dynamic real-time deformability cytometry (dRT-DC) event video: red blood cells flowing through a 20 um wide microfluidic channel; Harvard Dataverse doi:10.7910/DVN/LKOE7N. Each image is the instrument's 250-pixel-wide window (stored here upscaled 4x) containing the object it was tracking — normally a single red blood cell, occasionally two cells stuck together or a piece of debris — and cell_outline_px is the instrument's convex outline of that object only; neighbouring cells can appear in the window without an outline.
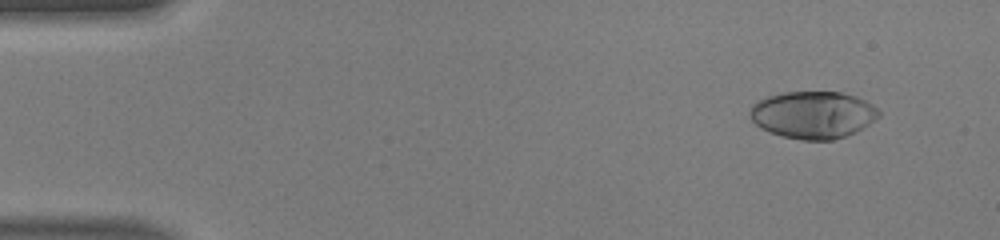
{"species": "human", "species_latin": "Homo sapiens", "temperature_condition": "warm", "stored_images_in_passage": 50, "camera_frame_rate_fps": 3000, "um_per_image_px": 0.085, "donor": {"sex": "male"}, "frame": {"image": 1, "passage_image": 5, "time_ms": 1.333, "image_size_px": [1000, 240], "cell_outline_px": [[880, 116], [856, 132], [832, 140], [800, 140], [768, 132], [760, 128], [748, 116], [748, 112], [752, 104], [756, 100], [768, 96], [784, 92], [840, 92], [856, 96], [872, 104], [880, 112]], "centroid_in_image_um": [69.07, 9.76], "position_along_channel_um": 15.9, "area_um2": 35.66}}
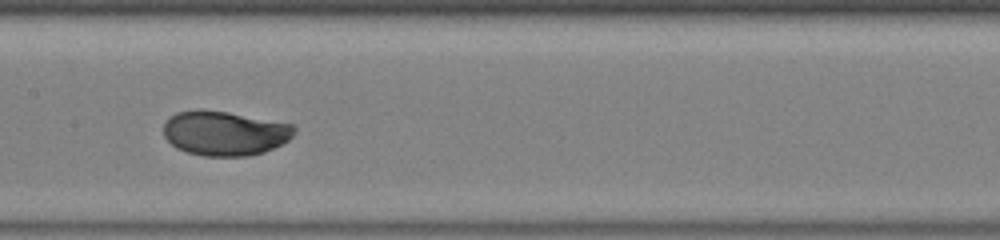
{"frame": {"image": 2, "passage_image": 26, "time_ms": 8.333, "image_size_px": [1000, 240], "cell_outline_px": [[296, 132], [288, 140], [264, 152], [248, 156], [204, 156], [188, 152], [176, 148], [164, 136], [164, 124], [176, 112], [200, 108], [228, 112], [292, 124], [296, 128]], "centroid_in_image_um": [19.09, 11.31], "position_along_channel_um": 188.3, "area_um2": 33.93}}
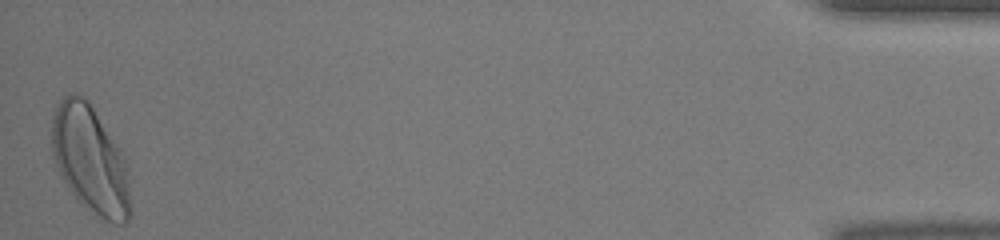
{"frame": {"image": 3, "passage_image": 50, "time_ms": 16.333, "image_size_px": [1000, 240], "cell_outline_px": [[132, 216], [124, 224], [112, 224], [104, 220], [76, 200], [68, 188], [56, 164], [52, 152], [52, 120], [56, 108], [60, 100], [68, 92], [80, 92], [88, 100], [124, 156], [128, 168], [132, 212]], "centroid_in_image_um": [7.7, 13.6], "position_along_channel_um": 427.5, "area_um2": 49.65}, "authors_computed_cell_mechanics": {"area_um2": 34.3621, "velocity_mm_per_s": 4.1398, "shape_relaxation_time_tau1_ms": 2.3843, "shape_relaxation_time_tau2_ms": null, "deformation_change_tau1": 0.1633, "deformation_change_tau2": null}}